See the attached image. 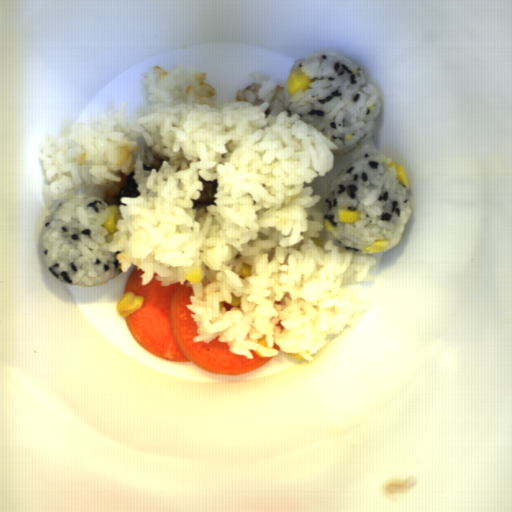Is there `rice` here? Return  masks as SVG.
Wrapping results in <instances>:
<instances>
[{
    "label": "rice",
    "instance_id": "4",
    "mask_svg": "<svg viewBox=\"0 0 512 512\" xmlns=\"http://www.w3.org/2000/svg\"><path fill=\"white\" fill-rule=\"evenodd\" d=\"M101 198L67 200L43 229L42 255L49 272L67 286L103 285L121 274L113 241L103 227L110 218Z\"/></svg>",
    "mask_w": 512,
    "mask_h": 512
},
{
    "label": "rice",
    "instance_id": "3",
    "mask_svg": "<svg viewBox=\"0 0 512 512\" xmlns=\"http://www.w3.org/2000/svg\"><path fill=\"white\" fill-rule=\"evenodd\" d=\"M393 161L378 151L366 153L333 177L324 193V221L331 237L345 249L366 253L376 240L388 252L400 243L413 213L409 190L399 182ZM358 210L360 220L341 223L339 210ZM378 252V253H380Z\"/></svg>",
    "mask_w": 512,
    "mask_h": 512
},
{
    "label": "rice",
    "instance_id": "1",
    "mask_svg": "<svg viewBox=\"0 0 512 512\" xmlns=\"http://www.w3.org/2000/svg\"><path fill=\"white\" fill-rule=\"evenodd\" d=\"M220 105L207 72L187 64L150 67L147 104L130 120L129 103L48 135L38 149L44 203L53 220L71 199L100 198L121 219L109 252L121 272L142 270V287L190 282L193 343H228L253 359L279 353L311 361L371 309L354 289L374 282L378 259L346 249L324 225L322 197L309 186L333 172L334 144L301 115L266 73ZM158 165L144 171V165ZM135 172L137 198L119 183ZM200 177L219 181L214 204L194 209ZM252 266L241 278L243 264ZM232 295L242 297L231 307ZM266 339L269 347L258 346Z\"/></svg>",
    "mask_w": 512,
    "mask_h": 512
},
{
    "label": "rice",
    "instance_id": "2",
    "mask_svg": "<svg viewBox=\"0 0 512 512\" xmlns=\"http://www.w3.org/2000/svg\"><path fill=\"white\" fill-rule=\"evenodd\" d=\"M300 68L312 82L309 89L282 93L289 115L298 114L346 155L374 133L381 112L377 86L369 83L350 58L331 50H317L296 59L289 75Z\"/></svg>",
    "mask_w": 512,
    "mask_h": 512
}]
</instances>
